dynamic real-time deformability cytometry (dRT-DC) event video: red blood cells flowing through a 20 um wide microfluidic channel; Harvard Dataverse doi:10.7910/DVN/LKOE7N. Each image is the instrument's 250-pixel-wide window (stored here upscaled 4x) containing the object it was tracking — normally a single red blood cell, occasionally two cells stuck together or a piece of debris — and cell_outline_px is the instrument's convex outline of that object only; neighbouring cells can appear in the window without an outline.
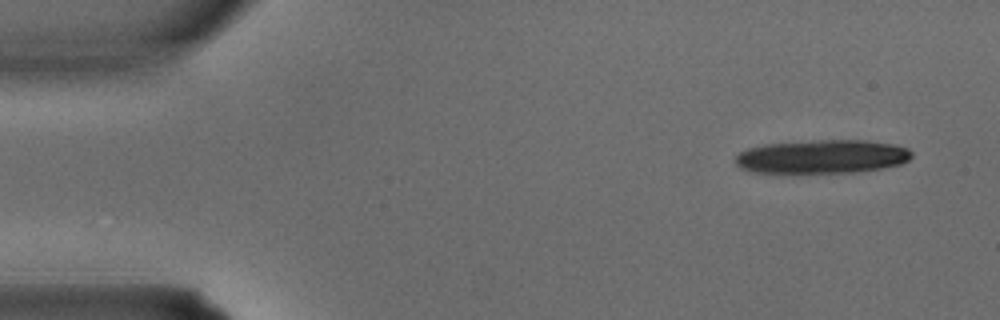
{"species": "common noctule bat (a hibernating species)", "species_latin": "Nyctalus noctula", "temperature_condition": "warm", "stored_images_in_passage": 4, "camera_frame_rate_fps": 3000, "um_per_image_px": 0.085, "animal": {"sex": "male", "body_mass_g": 15.6}, "frame": {"image": 1, "passage_image": 1, "time_ms": 0.0, "image_size_px": [1000, 320], "cell_outline_px": [[912, 156], [908, 160], [900, 164], [880, 168], [856, 172], [752, 172], [740, 168], [736, 164], [736, 156], [740, 152], [748, 148], [764, 144], [812, 140], [864, 140], [892, 144], [908, 148], [912, 152]], "centroid_in_image_um": [69.87, 13.3], "position_along_channel_um": 15.1, "area_um2": 34.39}}